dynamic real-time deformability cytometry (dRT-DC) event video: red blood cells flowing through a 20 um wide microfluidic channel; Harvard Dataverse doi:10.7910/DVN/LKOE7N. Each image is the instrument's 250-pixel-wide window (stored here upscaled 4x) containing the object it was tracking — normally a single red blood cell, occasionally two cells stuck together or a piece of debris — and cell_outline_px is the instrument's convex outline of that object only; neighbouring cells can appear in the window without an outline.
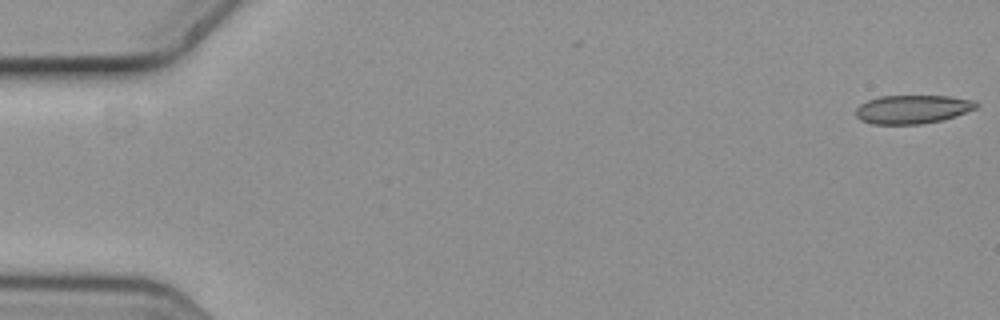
{"species": "common noctule bat (a hibernating species)", "species_latin": "Nyctalus noctula", "temperature_condition": "cold", "stored_images_in_passage": 11, "camera_frame_rate_fps": 3000, "um_per_image_px": 0.085, "animal": {"sex": "female", "body_mass_g": 19.3, "forearm_length_mm": 54.1}, "frame": {"image": 1, "passage_image": 1, "time_ms": 0.0, "image_size_px": [1000, 320], "cell_outline_px": [[980, 104], [976, 108], [956, 116], [944, 120], [920, 124], [872, 124], [860, 120], [856, 116], [856, 108], [860, 104], [868, 100], [880, 96], [952, 96], [976, 100]], "centroid_in_image_um": [77.6, 9.29], "position_along_channel_um": 7.4, "area_um2": 20.29}}
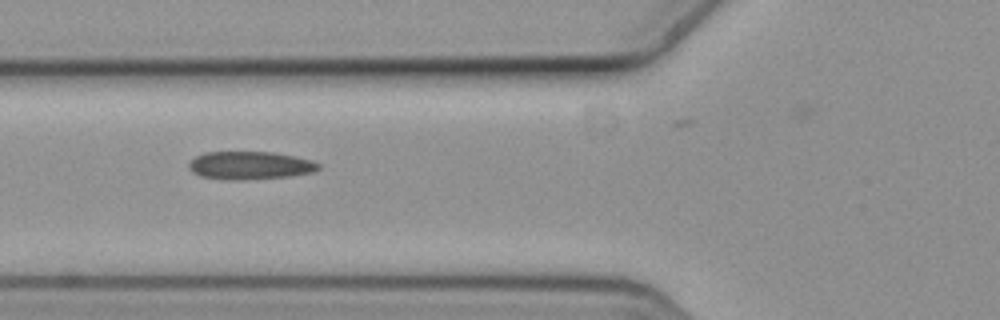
{"frame": {"image": 2, "passage_image": 6, "time_ms": 1.667, "image_size_px": [1000, 320], "cell_outline_px": [[320, 168], [312, 172], [292, 176], [244, 180], [228, 180], [200, 176], [192, 172], [188, 168], [188, 164], [196, 156], [204, 152], [272, 152], [312, 160], [320, 164]], "centroid_in_image_um": [21.23, 14.07], "position_along_channel_um": 104.6, "area_um2": 21.21}}
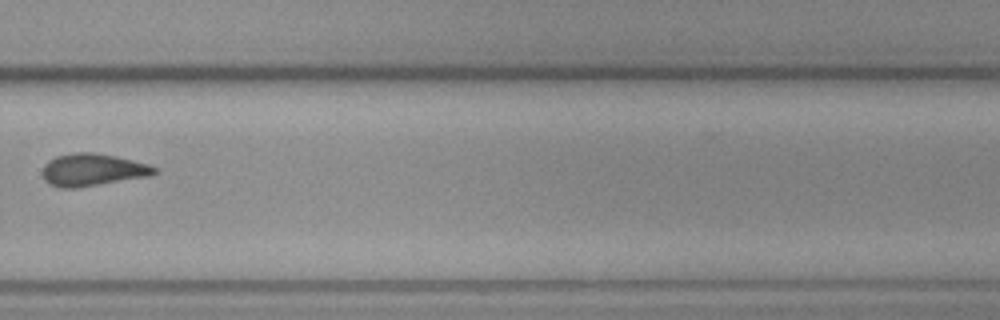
{"frame": {"image": 3, "passage_image": 11, "time_ms": 3.333, "image_size_px": [1000, 320], "cell_outline_px": [[160, 172], [152, 176], [76, 188], [60, 188], [48, 184], [44, 180], [44, 164], [48, 160], [56, 156], [72, 152], [92, 152], [116, 156], [148, 164], [156, 168]], "centroid_in_image_um": [7.89, 14.44], "position_along_channel_um": 321.9, "area_um2": 21.33}}